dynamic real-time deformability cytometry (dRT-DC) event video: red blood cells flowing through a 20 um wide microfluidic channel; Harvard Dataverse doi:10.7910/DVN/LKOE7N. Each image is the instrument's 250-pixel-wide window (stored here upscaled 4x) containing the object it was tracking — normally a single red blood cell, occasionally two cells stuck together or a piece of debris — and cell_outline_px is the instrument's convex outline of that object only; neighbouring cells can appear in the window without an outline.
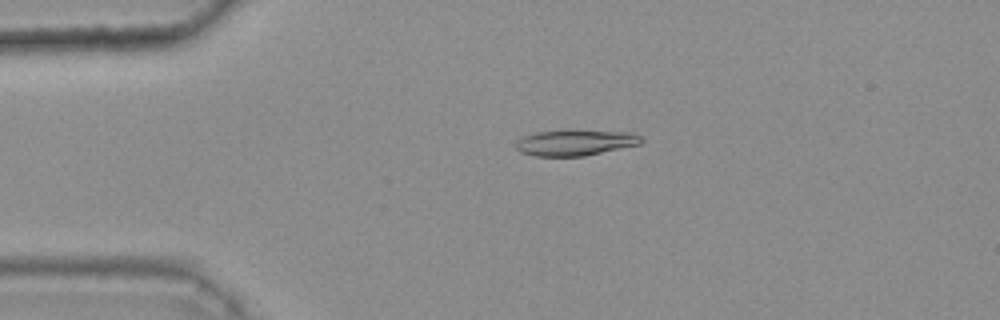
{"species": "common noctule bat (a hibernating species)", "species_latin": "Nyctalus noctula", "temperature_condition": "warm", "stored_images_in_passage": 45, "camera_frame_rate_fps": 3000, "um_per_image_px": 0.085, "animal": {"sex": "female", "body_mass_g": 25.1}, "frame": {"image": 1, "passage_image": 10, "time_ms": 3.0, "image_size_px": [1000, 320], "cell_outline_px": [[644, 140], [640, 144], [584, 156], [532, 156], [520, 152], [516, 148], [516, 140], [524, 136], [536, 132], [568, 128], [572, 128], [632, 132], [640, 136]], "centroid_in_image_um": [48.9, 12.08], "position_along_channel_um": 36.1, "area_um2": 19.65}}
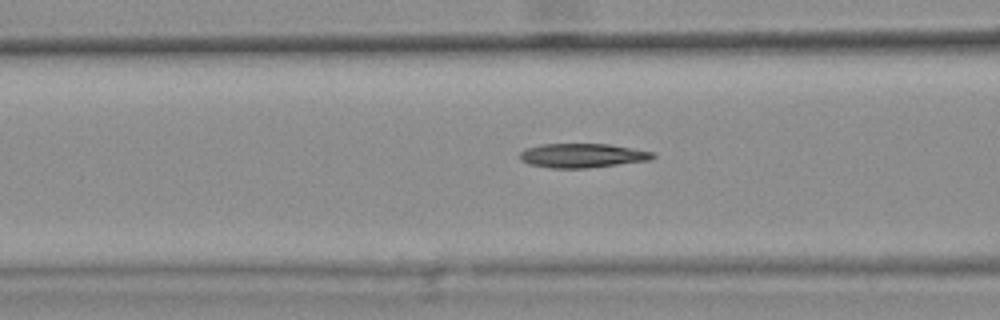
{"frame": {"image": 2, "passage_image": 19, "time_ms": 6.0, "image_size_px": [1000, 320], "cell_outline_px": [[656, 156], [648, 160], [588, 168], [548, 168], [528, 164], [520, 160], [520, 152], [524, 148], [540, 144], [608, 144], [652, 152]], "centroid_in_image_um": [49.41, 13.22], "position_along_channel_um": 117.2, "area_um2": 18.67}}
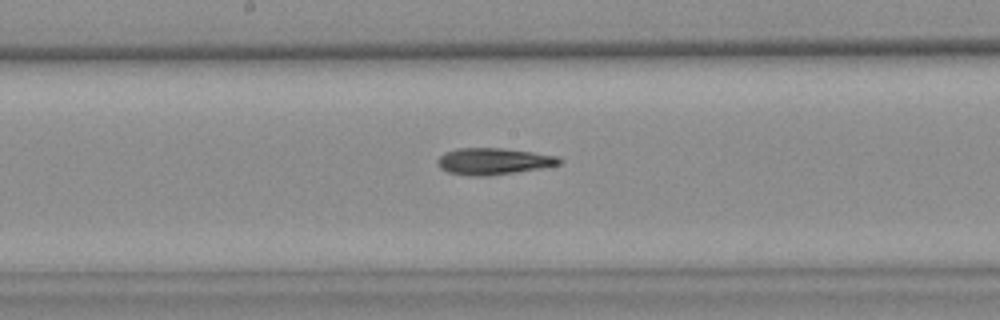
{"frame": {"image": 3, "passage_image": 26, "time_ms": 8.333, "image_size_px": [1000, 320], "cell_outline_px": [[564, 160], [560, 164], [544, 168], [488, 176], [468, 176], [448, 172], [440, 168], [436, 164], [436, 160], [444, 152], [456, 148], [500, 148], [532, 152], [556, 156]], "centroid_in_image_um": [41.92, 13.71], "position_along_channel_um": 206.3, "area_um2": 19.07}}